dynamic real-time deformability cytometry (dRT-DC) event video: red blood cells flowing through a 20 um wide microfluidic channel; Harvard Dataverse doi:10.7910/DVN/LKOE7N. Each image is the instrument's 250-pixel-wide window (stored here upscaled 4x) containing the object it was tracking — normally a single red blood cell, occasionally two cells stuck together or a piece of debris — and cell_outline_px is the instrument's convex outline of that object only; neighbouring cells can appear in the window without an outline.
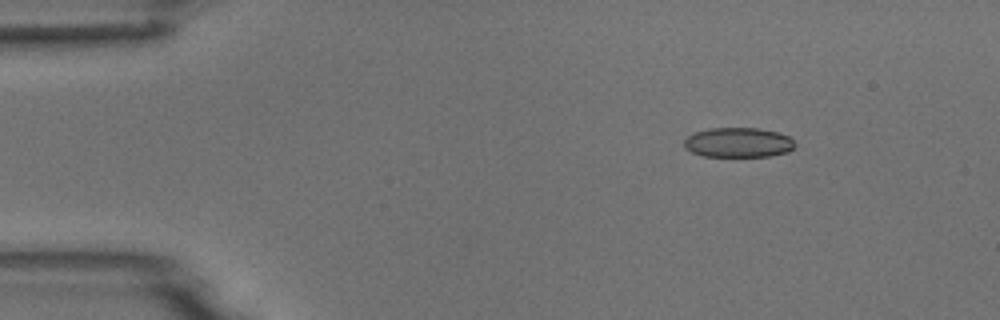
{"species": "common noctule bat (a hibernating species)", "species_latin": "Nyctalus noctula", "temperature_condition": "room temperature", "stored_images_in_passage": 4, "camera_frame_rate_fps": 3000, "um_per_image_px": 0.085, "animal": {"sex": "male", "body_mass_g": 18.8}, "frame": {"image": 1, "passage_image": 1, "time_ms": 0.0, "image_size_px": [1000, 320], "cell_outline_px": [[796, 144], [788, 152], [768, 156], [704, 156], [692, 152], [684, 148], [684, 140], [688, 136], [696, 132], [708, 128], [760, 128], [780, 132], [788, 136]], "centroid_in_image_um": [62.76, 12.1], "position_along_channel_um": 22.2, "area_um2": 19.25}}
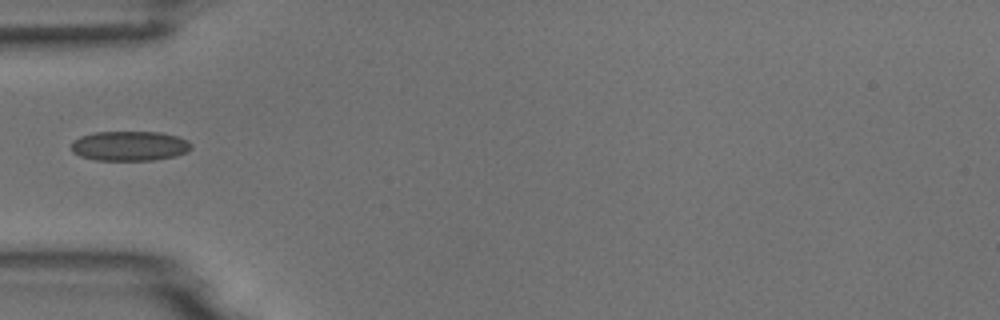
{"frame": {"image": 2, "passage_image": 4, "time_ms": 3.333, "image_size_px": [1000, 320], "cell_outline_px": [[192, 148], [188, 152], [176, 156], [152, 160], [96, 160], [80, 156], [72, 152], [72, 140], [80, 136], [92, 132], [160, 132], [176, 136], [188, 140], [192, 144]], "centroid_in_image_um": [11.02, 12.4], "position_along_channel_um": 74.0, "area_um2": 20.98}}